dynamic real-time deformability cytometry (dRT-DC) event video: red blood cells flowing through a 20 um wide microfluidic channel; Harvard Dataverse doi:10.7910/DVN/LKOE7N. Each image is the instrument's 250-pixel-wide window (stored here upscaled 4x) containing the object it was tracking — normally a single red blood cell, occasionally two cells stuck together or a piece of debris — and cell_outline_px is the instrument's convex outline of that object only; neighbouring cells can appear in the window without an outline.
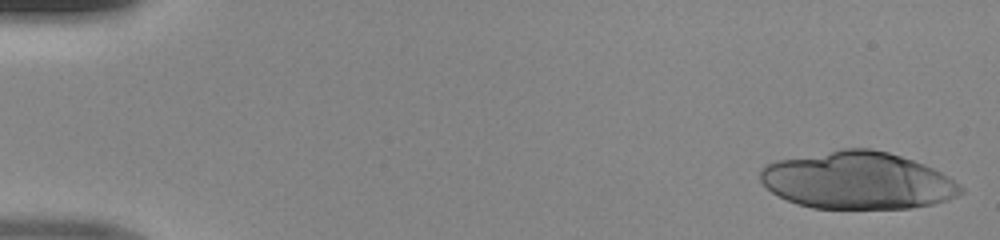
{"species": "human", "species_latin": "Homo sapiens", "temperature_condition": "room temperature", "stored_images_in_passage": 14, "camera_frame_rate_fps": 3000, "um_per_image_px": 0.085, "donor": {"sex": "male"}, "frame": {"image": 1, "passage_image": 1, "time_ms": 0.0, "image_size_px": [1000, 240], "cell_outline_px": [[964, 192], [948, 200], [932, 204], [912, 208], [812, 208], [796, 204], [772, 192], [760, 180], [760, 172], [768, 164], [780, 160], [844, 148], [868, 148], [888, 152], [924, 164], [948, 176], [960, 184], [964, 188]], "centroid_in_image_um": [72.94, 15.35], "position_along_channel_um": 12.1, "area_um2": 66.47}}